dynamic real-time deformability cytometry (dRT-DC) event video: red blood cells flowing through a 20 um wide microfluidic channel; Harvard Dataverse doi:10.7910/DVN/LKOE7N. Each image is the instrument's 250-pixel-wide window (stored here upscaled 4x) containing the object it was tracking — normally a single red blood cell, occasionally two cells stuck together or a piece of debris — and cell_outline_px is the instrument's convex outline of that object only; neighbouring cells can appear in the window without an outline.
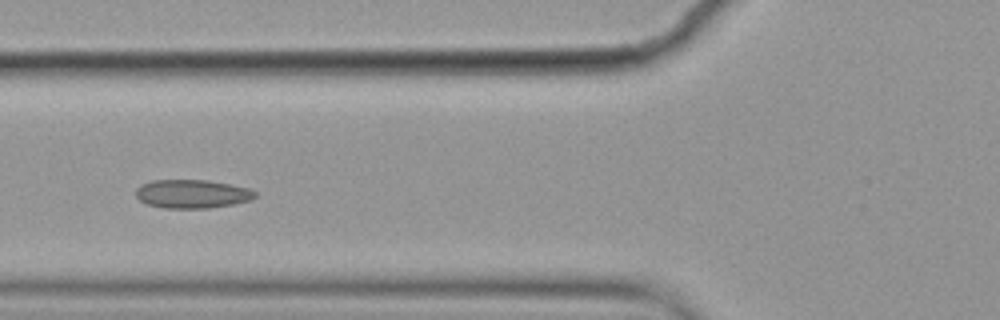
{"species": "common noctule bat (a hibernating species)", "species_latin": "Nyctalus noctula", "temperature_condition": "cold", "stored_images_in_passage": 7, "camera_frame_rate_fps": 3000, "um_per_image_px": 0.085, "animal": {"sex": "female", "body_mass_g": 19.9}, "frame": {"image": 1, "passage_image": 6, "time_ms": 1.667, "image_size_px": [1000, 320], "cell_outline_px": [[256, 196], [252, 200], [232, 204], [208, 208], [164, 208], [148, 204], [140, 200], [136, 196], [136, 188], [140, 184], [152, 180], [208, 180], [248, 188], [256, 192]], "centroid_in_image_um": [16.31, 16.48], "position_along_channel_um": 109.5, "area_um2": 19.83}}
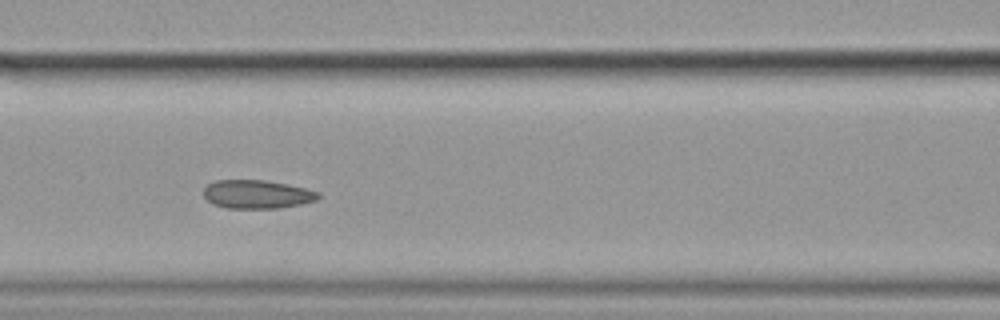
{"frame": {"image": 2, "passage_image": 7, "time_ms": 2.0, "image_size_px": [1000, 320], "cell_outline_px": [[320, 196], [316, 200], [300, 204], [276, 208], [228, 208], [212, 204], [204, 196], [204, 188], [208, 184], [216, 180], [264, 180], [304, 188], [320, 192]], "centroid_in_image_um": [21.82, 16.51], "position_along_channel_um": 144.8, "area_um2": 18.84}}